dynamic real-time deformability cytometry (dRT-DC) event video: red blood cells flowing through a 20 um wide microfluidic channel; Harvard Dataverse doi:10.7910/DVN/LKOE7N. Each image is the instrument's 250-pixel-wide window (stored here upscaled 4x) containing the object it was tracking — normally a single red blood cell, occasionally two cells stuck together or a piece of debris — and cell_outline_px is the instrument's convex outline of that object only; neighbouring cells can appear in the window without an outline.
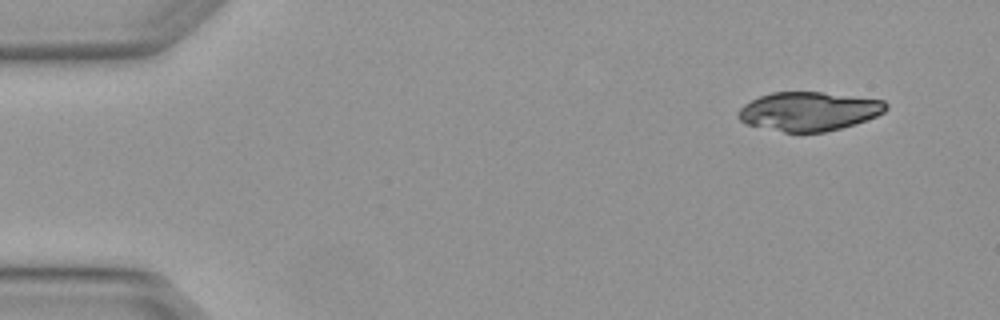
{"species": "Egyptian fruit bat (a non-hibernating species)", "species_latin": "Rousettus aegyptiacus", "temperature_condition": "warm", "stored_images_in_passage": 5, "segment_of_instrument_passage": [2, 2], "camera_frame_rate_fps": 3000, "um_per_image_px": 0.085, "animal": {"sex": "female"}, "frame": {"image": 1, "passage_image": 5, "time_ms": 1.333, "image_size_px": [1000, 320], "cell_outline_px": [[888, 108], [884, 112], [876, 116], [856, 124], [824, 132], [784, 132], [748, 124], [740, 120], [736, 116], [736, 112], [744, 104], [760, 96], [772, 92], [820, 92], [884, 100], [888, 104]], "centroid_in_image_um": [68.76, 9.46], "position_along_channel_um": 16.2, "area_um2": 33.41}}